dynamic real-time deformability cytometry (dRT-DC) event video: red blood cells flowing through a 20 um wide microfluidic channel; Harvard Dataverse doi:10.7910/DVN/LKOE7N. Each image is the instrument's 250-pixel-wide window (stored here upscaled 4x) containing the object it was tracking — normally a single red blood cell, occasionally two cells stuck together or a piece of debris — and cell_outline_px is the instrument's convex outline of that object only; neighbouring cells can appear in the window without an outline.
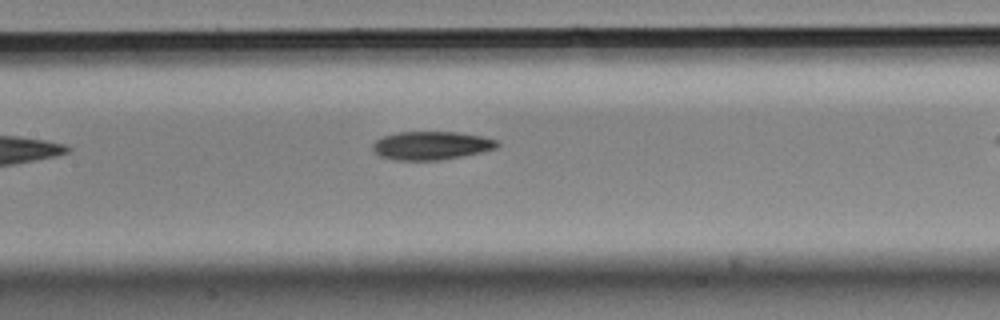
{"species": "Egyptian fruit bat (a non-hibernating species)", "species_latin": "Rousettus aegyptiacus", "temperature_condition": "cold", "stored_images_in_passage": 5, "segment_of_instrument_passage": [1, 2], "camera_frame_rate_fps": 3000, "um_per_image_px": 0.085, "animal": {"sex": "male"}, "frame": {"image": 1, "passage_image": 4, "time_ms": 1.0, "image_size_px": [1000, 320], "cell_outline_px": [[500, 144], [496, 148], [464, 156], [444, 160], [396, 160], [380, 156], [372, 152], [372, 144], [376, 140], [384, 136], [400, 132], [456, 132], [480, 136], [496, 140]], "centroid_in_image_um": [36.63, 12.38], "position_along_channel_um": 170.8, "area_um2": 20.58}}